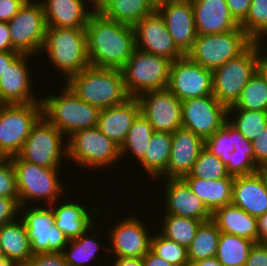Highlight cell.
Returning <instances> with one entry per match:
<instances>
[{
	"instance_id": "obj_1",
	"label": "cell",
	"mask_w": 267,
	"mask_h": 266,
	"mask_svg": "<svg viewBox=\"0 0 267 266\" xmlns=\"http://www.w3.org/2000/svg\"><path fill=\"white\" fill-rule=\"evenodd\" d=\"M85 33L90 66L121 69L136 48L133 26L106 18L97 9Z\"/></svg>"
},
{
	"instance_id": "obj_2",
	"label": "cell",
	"mask_w": 267,
	"mask_h": 266,
	"mask_svg": "<svg viewBox=\"0 0 267 266\" xmlns=\"http://www.w3.org/2000/svg\"><path fill=\"white\" fill-rule=\"evenodd\" d=\"M64 83L79 99L99 109L122 104L130 98L122 72L117 68L89 65Z\"/></svg>"
},
{
	"instance_id": "obj_3",
	"label": "cell",
	"mask_w": 267,
	"mask_h": 266,
	"mask_svg": "<svg viewBox=\"0 0 267 266\" xmlns=\"http://www.w3.org/2000/svg\"><path fill=\"white\" fill-rule=\"evenodd\" d=\"M60 95L40 98L42 116L68 138L75 131L96 127L100 109L79 99L65 84Z\"/></svg>"
},
{
	"instance_id": "obj_4",
	"label": "cell",
	"mask_w": 267,
	"mask_h": 266,
	"mask_svg": "<svg viewBox=\"0 0 267 266\" xmlns=\"http://www.w3.org/2000/svg\"><path fill=\"white\" fill-rule=\"evenodd\" d=\"M42 50L65 81L90 65L85 28L47 27Z\"/></svg>"
},
{
	"instance_id": "obj_5",
	"label": "cell",
	"mask_w": 267,
	"mask_h": 266,
	"mask_svg": "<svg viewBox=\"0 0 267 266\" xmlns=\"http://www.w3.org/2000/svg\"><path fill=\"white\" fill-rule=\"evenodd\" d=\"M171 63L165 57L135 48L120 69L129 97L137 98L148 91L167 88Z\"/></svg>"
},
{
	"instance_id": "obj_6",
	"label": "cell",
	"mask_w": 267,
	"mask_h": 266,
	"mask_svg": "<svg viewBox=\"0 0 267 266\" xmlns=\"http://www.w3.org/2000/svg\"><path fill=\"white\" fill-rule=\"evenodd\" d=\"M16 174L19 206H27L28 199L31 202L46 200L48 205L54 202L57 205L65 192L60 183L59 169L38 166L21 159L18 155L9 158ZM60 194V195H59Z\"/></svg>"
},
{
	"instance_id": "obj_7",
	"label": "cell",
	"mask_w": 267,
	"mask_h": 266,
	"mask_svg": "<svg viewBox=\"0 0 267 266\" xmlns=\"http://www.w3.org/2000/svg\"><path fill=\"white\" fill-rule=\"evenodd\" d=\"M257 64L258 42H252L241 54L212 71L213 96L227 108L232 106L257 72Z\"/></svg>"
},
{
	"instance_id": "obj_8",
	"label": "cell",
	"mask_w": 267,
	"mask_h": 266,
	"mask_svg": "<svg viewBox=\"0 0 267 266\" xmlns=\"http://www.w3.org/2000/svg\"><path fill=\"white\" fill-rule=\"evenodd\" d=\"M252 42L241 27L224 33L198 34L186 56L213 71L241 54Z\"/></svg>"
},
{
	"instance_id": "obj_9",
	"label": "cell",
	"mask_w": 267,
	"mask_h": 266,
	"mask_svg": "<svg viewBox=\"0 0 267 266\" xmlns=\"http://www.w3.org/2000/svg\"><path fill=\"white\" fill-rule=\"evenodd\" d=\"M66 140V158L83 168L110 167L121 158L120 146L106 137L97 126L77 130Z\"/></svg>"
},
{
	"instance_id": "obj_10",
	"label": "cell",
	"mask_w": 267,
	"mask_h": 266,
	"mask_svg": "<svg viewBox=\"0 0 267 266\" xmlns=\"http://www.w3.org/2000/svg\"><path fill=\"white\" fill-rule=\"evenodd\" d=\"M41 117V102L2 104L0 107V152L6 159L20 153L32 127Z\"/></svg>"
},
{
	"instance_id": "obj_11",
	"label": "cell",
	"mask_w": 267,
	"mask_h": 266,
	"mask_svg": "<svg viewBox=\"0 0 267 266\" xmlns=\"http://www.w3.org/2000/svg\"><path fill=\"white\" fill-rule=\"evenodd\" d=\"M64 137L60 130L42 116L32 127L18 156L38 166L61 168L59 165L64 156H68V145L62 141Z\"/></svg>"
},
{
	"instance_id": "obj_12",
	"label": "cell",
	"mask_w": 267,
	"mask_h": 266,
	"mask_svg": "<svg viewBox=\"0 0 267 266\" xmlns=\"http://www.w3.org/2000/svg\"><path fill=\"white\" fill-rule=\"evenodd\" d=\"M27 0L8 22L11 45L15 51L33 55L43 52L47 24L41 2Z\"/></svg>"
},
{
	"instance_id": "obj_13",
	"label": "cell",
	"mask_w": 267,
	"mask_h": 266,
	"mask_svg": "<svg viewBox=\"0 0 267 266\" xmlns=\"http://www.w3.org/2000/svg\"><path fill=\"white\" fill-rule=\"evenodd\" d=\"M27 207L19 206V211H21L19 214L23 216L21 219L26 226L33 255L63 253L69 240L54 224L55 215L52 208L42 207V205L41 207Z\"/></svg>"
},
{
	"instance_id": "obj_14",
	"label": "cell",
	"mask_w": 267,
	"mask_h": 266,
	"mask_svg": "<svg viewBox=\"0 0 267 266\" xmlns=\"http://www.w3.org/2000/svg\"><path fill=\"white\" fill-rule=\"evenodd\" d=\"M227 107L214 96L182 101V128L192 131L204 141L227 122Z\"/></svg>"
},
{
	"instance_id": "obj_15",
	"label": "cell",
	"mask_w": 267,
	"mask_h": 266,
	"mask_svg": "<svg viewBox=\"0 0 267 266\" xmlns=\"http://www.w3.org/2000/svg\"><path fill=\"white\" fill-rule=\"evenodd\" d=\"M142 114L156 132L174 133L182 127V101L168 88L152 90L137 97Z\"/></svg>"
},
{
	"instance_id": "obj_16",
	"label": "cell",
	"mask_w": 267,
	"mask_h": 266,
	"mask_svg": "<svg viewBox=\"0 0 267 266\" xmlns=\"http://www.w3.org/2000/svg\"><path fill=\"white\" fill-rule=\"evenodd\" d=\"M167 88L180 101L212 95V71L184 56L171 63Z\"/></svg>"
},
{
	"instance_id": "obj_17",
	"label": "cell",
	"mask_w": 267,
	"mask_h": 266,
	"mask_svg": "<svg viewBox=\"0 0 267 266\" xmlns=\"http://www.w3.org/2000/svg\"><path fill=\"white\" fill-rule=\"evenodd\" d=\"M133 29L136 48L172 62L184 57L174 44L164 19L157 10L143 17Z\"/></svg>"
},
{
	"instance_id": "obj_18",
	"label": "cell",
	"mask_w": 267,
	"mask_h": 266,
	"mask_svg": "<svg viewBox=\"0 0 267 266\" xmlns=\"http://www.w3.org/2000/svg\"><path fill=\"white\" fill-rule=\"evenodd\" d=\"M156 10L163 17L177 49L186 56L198 35L191 0L166 2L157 6Z\"/></svg>"
},
{
	"instance_id": "obj_19",
	"label": "cell",
	"mask_w": 267,
	"mask_h": 266,
	"mask_svg": "<svg viewBox=\"0 0 267 266\" xmlns=\"http://www.w3.org/2000/svg\"><path fill=\"white\" fill-rule=\"evenodd\" d=\"M133 216L123 218L109 230L112 248L105 249L112 252L115 257L142 258L151 247V236L144 223Z\"/></svg>"
},
{
	"instance_id": "obj_20",
	"label": "cell",
	"mask_w": 267,
	"mask_h": 266,
	"mask_svg": "<svg viewBox=\"0 0 267 266\" xmlns=\"http://www.w3.org/2000/svg\"><path fill=\"white\" fill-rule=\"evenodd\" d=\"M30 54L19 53L7 66L0 78V102L2 104H27L41 102L32 92V81L27 60ZM32 90V91H31Z\"/></svg>"
},
{
	"instance_id": "obj_21",
	"label": "cell",
	"mask_w": 267,
	"mask_h": 266,
	"mask_svg": "<svg viewBox=\"0 0 267 266\" xmlns=\"http://www.w3.org/2000/svg\"><path fill=\"white\" fill-rule=\"evenodd\" d=\"M165 181V215H177L202 222L211 220L212 213L183 178H166Z\"/></svg>"
},
{
	"instance_id": "obj_22",
	"label": "cell",
	"mask_w": 267,
	"mask_h": 266,
	"mask_svg": "<svg viewBox=\"0 0 267 266\" xmlns=\"http://www.w3.org/2000/svg\"><path fill=\"white\" fill-rule=\"evenodd\" d=\"M205 141L192 131L180 128L172 133V147L166 171L161 178H183L195 164Z\"/></svg>"
},
{
	"instance_id": "obj_23",
	"label": "cell",
	"mask_w": 267,
	"mask_h": 266,
	"mask_svg": "<svg viewBox=\"0 0 267 266\" xmlns=\"http://www.w3.org/2000/svg\"><path fill=\"white\" fill-rule=\"evenodd\" d=\"M232 204L256 218L267 212L264 168L253 174L234 177Z\"/></svg>"
},
{
	"instance_id": "obj_24",
	"label": "cell",
	"mask_w": 267,
	"mask_h": 266,
	"mask_svg": "<svg viewBox=\"0 0 267 266\" xmlns=\"http://www.w3.org/2000/svg\"><path fill=\"white\" fill-rule=\"evenodd\" d=\"M139 114L138 99L130 97L122 104L100 109L97 127L106 137L121 146Z\"/></svg>"
},
{
	"instance_id": "obj_25",
	"label": "cell",
	"mask_w": 267,
	"mask_h": 266,
	"mask_svg": "<svg viewBox=\"0 0 267 266\" xmlns=\"http://www.w3.org/2000/svg\"><path fill=\"white\" fill-rule=\"evenodd\" d=\"M197 34H216L240 25L232 17L225 0H191Z\"/></svg>"
},
{
	"instance_id": "obj_26",
	"label": "cell",
	"mask_w": 267,
	"mask_h": 266,
	"mask_svg": "<svg viewBox=\"0 0 267 266\" xmlns=\"http://www.w3.org/2000/svg\"><path fill=\"white\" fill-rule=\"evenodd\" d=\"M84 3V0L41 1L47 27L85 28L96 8L87 10Z\"/></svg>"
},
{
	"instance_id": "obj_27",
	"label": "cell",
	"mask_w": 267,
	"mask_h": 266,
	"mask_svg": "<svg viewBox=\"0 0 267 266\" xmlns=\"http://www.w3.org/2000/svg\"><path fill=\"white\" fill-rule=\"evenodd\" d=\"M49 206L55 215L54 224L65 234L68 240L80 237L95 225L93 217L97 212L95 207L92 208V211L91 209L89 211L88 208L86 209L84 205L82 206L77 202H64L57 206L54 202Z\"/></svg>"
},
{
	"instance_id": "obj_28",
	"label": "cell",
	"mask_w": 267,
	"mask_h": 266,
	"mask_svg": "<svg viewBox=\"0 0 267 266\" xmlns=\"http://www.w3.org/2000/svg\"><path fill=\"white\" fill-rule=\"evenodd\" d=\"M211 220L222 233L247 238L258 243L257 218L233 204L217 208Z\"/></svg>"
},
{
	"instance_id": "obj_29",
	"label": "cell",
	"mask_w": 267,
	"mask_h": 266,
	"mask_svg": "<svg viewBox=\"0 0 267 266\" xmlns=\"http://www.w3.org/2000/svg\"><path fill=\"white\" fill-rule=\"evenodd\" d=\"M192 192L213 213L217 208L232 204L234 176L217 180L183 177Z\"/></svg>"
},
{
	"instance_id": "obj_30",
	"label": "cell",
	"mask_w": 267,
	"mask_h": 266,
	"mask_svg": "<svg viewBox=\"0 0 267 266\" xmlns=\"http://www.w3.org/2000/svg\"><path fill=\"white\" fill-rule=\"evenodd\" d=\"M0 249L3 256L11 258L20 266L33 256L27 229L22 219L0 225Z\"/></svg>"
},
{
	"instance_id": "obj_31",
	"label": "cell",
	"mask_w": 267,
	"mask_h": 266,
	"mask_svg": "<svg viewBox=\"0 0 267 266\" xmlns=\"http://www.w3.org/2000/svg\"><path fill=\"white\" fill-rule=\"evenodd\" d=\"M152 0H101L96 9L106 18L134 26L156 10Z\"/></svg>"
},
{
	"instance_id": "obj_32",
	"label": "cell",
	"mask_w": 267,
	"mask_h": 266,
	"mask_svg": "<svg viewBox=\"0 0 267 266\" xmlns=\"http://www.w3.org/2000/svg\"><path fill=\"white\" fill-rule=\"evenodd\" d=\"M140 164L152 178L159 179L166 171L172 147V133L153 132Z\"/></svg>"
},
{
	"instance_id": "obj_33",
	"label": "cell",
	"mask_w": 267,
	"mask_h": 266,
	"mask_svg": "<svg viewBox=\"0 0 267 266\" xmlns=\"http://www.w3.org/2000/svg\"><path fill=\"white\" fill-rule=\"evenodd\" d=\"M254 244L247 238L221 232L216 258L223 266H245Z\"/></svg>"
},
{
	"instance_id": "obj_34",
	"label": "cell",
	"mask_w": 267,
	"mask_h": 266,
	"mask_svg": "<svg viewBox=\"0 0 267 266\" xmlns=\"http://www.w3.org/2000/svg\"><path fill=\"white\" fill-rule=\"evenodd\" d=\"M220 234L221 232L212 220L203 222L187 248L189 261L216 257Z\"/></svg>"
},
{
	"instance_id": "obj_35",
	"label": "cell",
	"mask_w": 267,
	"mask_h": 266,
	"mask_svg": "<svg viewBox=\"0 0 267 266\" xmlns=\"http://www.w3.org/2000/svg\"><path fill=\"white\" fill-rule=\"evenodd\" d=\"M93 228L95 227L92 226L80 237L69 240L67 244L69 246L66 245L64 247L62 254L67 266H87L88 262L95 259L96 253L98 252L100 247L102 248V246H100V243L97 242L98 237L96 236V234L93 233L91 237L88 234V232H90L91 229L93 230Z\"/></svg>"
},
{
	"instance_id": "obj_36",
	"label": "cell",
	"mask_w": 267,
	"mask_h": 266,
	"mask_svg": "<svg viewBox=\"0 0 267 266\" xmlns=\"http://www.w3.org/2000/svg\"><path fill=\"white\" fill-rule=\"evenodd\" d=\"M228 108L267 112V83L258 71L241 90L236 102Z\"/></svg>"
},
{
	"instance_id": "obj_37",
	"label": "cell",
	"mask_w": 267,
	"mask_h": 266,
	"mask_svg": "<svg viewBox=\"0 0 267 266\" xmlns=\"http://www.w3.org/2000/svg\"><path fill=\"white\" fill-rule=\"evenodd\" d=\"M163 217L162 229L159 233L186 248L190 246L198 227L203 223L201 220L177 215H165Z\"/></svg>"
},
{
	"instance_id": "obj_38",
	"label": "cell",
	"mask_w": 267,
	"mask_h": 266,
	"mask_svg": "<svg viewBox=\"0 0 267 266\" xmlns=\"http://www.w3.org/2000/svg\"><path fill=\"white\" fill-rule=\"evenodd\" d=\"M153 132V127L148 120L142 114H139L133 121L124 143L120 146L121 158L128 151H131L139 163L144 158Z\"/></svg>"
},
{
	"instance_id": "obj_39",
	"label": "cell",
	"mask_w": 267,
	"mask_h": 266,
	"mask_svg": "<svg viewBox=\"0 0 267 266\" xmlns=\"http://www.w3.org/2000/svg\"><path fill=\"white\" fill-rule=\"evenodd\" d=\"M233 111L236 113L235 116ZM231 113L234 117H231L232 119L230 118ZM227 122L239 131L245 139L252 142L267 127V112L228 108Z\"/></svg>"
},
{
	"instance_id": "obj_40",
	"label": "cell",
	"mask_w": 267,
	"mask_h": 266,
	"mask_svg": "<svg viewBox=\"0 0 267 266\" xmlns=\"http://www.w3.org/2000/svg\"><path fill=\"white\" fill-rule=\"evenodd\" d=\"M235 150L230 153V162L226 165L231 176H243L258 172L260 169L254 163V154L251 141L237 131Z\"/></svg>"
},
{
	"instance_id": "obj_41",
	"label": "cell",
	"mask_w": 267,
	"mask_h": 266,
	"mask_svg": "<svg viewBox=\"0 0 267 266\" xmlns=\"http://www.w3.org/2000/svg\"><path fill=\"white\" fill-rule=\"evenodd\" d=\"M237 143V130L226 122L212 136L205 140V148L227 165Z\"/></svg>"
},
{
	"instance_id": "obj_42",
	"label": "cell",
	"mask_w": 267,
	"mask_h": 266,
	"mask_svg": "<svg viewBox=\"0 0 267 266\" xmlns=\"http://www.w3.org/2000/svg\"><path fill=\"white\" fill-rule=\"evenodd\" d=\"M253 42L267 36V0H252L246 19L240 24Z\"/></svg>"
},
{
	"instance_id": "obj_43",
	"label": "cell",
	"mask_w": 267,
	"mask_h": 266,
	"mask_svg": "<svg viewBox=\"0 0 267 266\" xmlns=\"http://www.w3.org/2000/svg\"><path fill=\"white\" fill-rule=\"evenodd\" d=\"M229 176L226 165L204 147L193 165L192 171L184 177L217 180Z\"/></svg>"
},
{
	"instance_id": "obj_44",
	"label": "cell",
	"mask_w": 267,
	"mask_h": 266,
	"mask_svg": "<svg viewBox=\"0 0 267 266\" xmlns=\"http://www.w3.org/2000/svg\"><path fill=\"white\" fill-rule=\"evenodd\" d=\"M150 249L174 266H187L189 263L187 248L169 240L160 233L152 234Z\"/></svg>"
},
{
	"instance_id": "obj_45",
	"label": "cell",
	"mask_w": 267,
	"mask_h": 266,
	"mask_svg": "<svg viewBox=\"0 0 267 266\" xmlns=\"http://www.w3.org/2000/svg\"><path fill=\"white\" fill-rule=\"evenodd\" d=\"M0 197L13 198L19 203L16 174L10 159L0 164Z\"/></svg>"
},
{
	"instance_id": "obj_46",
	"label": "cell",
	"mask_w": 267,
	"mask_h": 266,
	"mask_svg": "<svg viewBox=\"0 0 267 266\" xmlns=\"http://www.w3.org/2000/svg\"><path fill=\"white\" fill-rule=\"evenodd\" d=\"M251 143L254 163L259 169L267 168V127Z\"/></svg>"
},
{
	"instance_id": "obj_47",
	"label": "cell",
	"mask_w": 267,
	"mask_h": 266,
	"mask_svg": "<svg viewBox=\"0 0 267 266\" xmlns=\"http://www.w3.org/2000/svg\"><path fill=\"white\" fill-rule=\"evenodd\" d=\"M22 266H67L62 253H41L33 255Z\"/></svg>"
},
{
	"instance_id": "obj_48",
	"label": "cell",
	"mask_w": 267,
	"mask_h": 266,
	"mask_svg": "<svg viewBox=\"0 0 267 266\" xmlns=\"http://www.w3.org/2000/svg\"><path fill=\"white\" fill-rule=\"evenodd\" d=\"M19 203L13 198L0 197V225L16 220Z\"/></svg>"
},
{
	"instance_id": "obj_49",
	"label": "cell",
	"mask_w": 267,
	"mask_h": 266,
	"mask_svg": "<svg viewBox=\"0 0 267 266\" xmlns=\"http://www.w3.org/2000/svg\"><path fill=\"white\" fill-rule=\"evenodd\" d=\"M245 266H267V243H255Z\"/></svg>"
},
{
	"instance_id": "obj_50",
	"label": "cell",
	"mask_w": 267,
	"mask_h": 266,
	"mask_svg": "<svg viewBox=\"0 0 267 266\" xmlns=\"http://www.w3.org/2000/svg\"><path fill=\"white\" fill-rule=\"evenodd\" d=\"M234 20L240 25L247 17L252 0H225Z\"/></svg>"
},
{
	"instance_id": "obj_51",
	"label": "cell",
	"mask_w": 267,
	"mask_h": 266,
	"mask_svg": "<svg viewBox=\"0 0 267 266\" xmlns=\"http://www.w3.org/2000/svg\"><path fill=\"white\" fill-rule=\"evenodd\" d=\"M27 0H0V21L9 22Z\"/></svg>"
},
{
	"instance_id": "obj_52",
	"label": "cell",
	"mask_w": 267,
	"mask_h": 266,
	"mask_svg": "<svg viewBox=\"0 0 267 266\" xmlns=\"http://www.w3.org/2000/svg\"><path fill=\"white\" fill-rule=\"evenodd\" d=\"M0 52H18L12 48L8 22L0 21Z\"/></svg>"
},
{
	"instance_id": "obj_53",
	"label": "cell",
	"mask_w": 267,
	"mask_h": 266,
	"mask_svg": "<svg viewBox=\"0 0 267 266\" xmlns=\"http://www.w3.org/2000/svg\"><path fill=\"white\" fill-rule=\"evenodd\" d=\"M142 260L144 266H174L156 255L151 249L142 257Z\"/></svg>"
},
{
	"instance_id": "obj_54",
	"label": "cell",
	"mask_w": 267,
	"mask_h": 266,
	"mask_svg": "<svg viewBox=\"0 0 267 266\" xmlns=\"http://www.w3.org/2000/svg\"><path fill=\"white\" fill-rule=\"evenodd\" d=\"M258 243H267V212L257 218Z\"/></svg>"
},
{
	"instance_id": "obj_55",
	"label": "cell",
	"mask_w": 267,
	"mask_h": 266,
	"mask_svg": "<svg viewBox=\"0 0 267 266\" xmlns=\"http://www.w3.org/2000/svg\"><path fill=\"white\" fill-rule=\"evenodd\" d=\"M262 44L258 42V64H257V71L261 74V76L264 78V80L267 83V53L265 55L262 54V51L260 50Z\"/></svg>"
},
{
	"instance_id": "obj_56",
	"label": "cell",
	"mask_w": 267,
	"mask_h": 266,
	"mask_svg": "<svg viewBox=\"0 0 267 266\" xmlns=\"http://www.w3.org/2000/svg\"><path fill=\"white\" fill-rule=\"evenodd\" d=\"M19 52H0V78L6 71L7 66H10L12 60Z\"/></svg>"
},
{
	"instance_id": "obj_57",
	"label": "cell",
	"mask_w": 267,
	"mask_h": 266,
	"mask_svg": "<svg viewBox=\"0 0 267 266\" xmlns=\"http://www.w3.org/2000/svg\"><path fill=\"white\" fill-rule=\"evenodd\" d=\"M114 258L113 266H144L142 258Z\"/></svg>"
},
{
	"instance_id": "obj_58",
	"label": "cell",
	"mask_w": 267,
	"mask_h": 266,
	"mask_svg": "<svg viewBox=\"0 0 267 266\" xmlns=\"http://www.w3.org/2000/svg\"><path fill=\"white\" fill-rule=\"evenodd\" d=\"M187 266H223L216 257L207 258L199 261H189Z\"/></svg>"
},
{
	"instance_id": "obj_59",
	"label": "cell",
	"mask_w": 267,
	"mask_h": 266,
	"mask_svg": "<svg viewBox=\"0 0 267 266\" xmlns=\"http://www.w3.org/2000/svg\"><path fill=\"white\" fill-rule=\"evenodd\" d=\"M0 266H20L18 265L14 260L11 258H8L6 256H1L0 257Z\"/></svg>"
},
{
	"instance_id": "obj_60",
	"label": "cell",
	"mask_w": 267,
	"mask_h": 266,
	"mask_svg": "<svg viewBox=\"0 0 267 266\" xmlns=\"http://www.w3.org/2000/svg\"><path fill=\"white\" fill-rule=\"evenodd\" d=\"M154 2V4L157 6H159L160 4L166 3V2H173V1H179V0H152Z\"/></svg>"
},
{
	"instance_id": "obj_61",
	"label": "cell",
	"mask_w": 267,
	"mask_h": 266,
	"mask_svg": "<svg viewBox=\"0 0 267 266\" xmlns=\"http://www.w3.org/2000/svg\"><path fill=\"white\" fill-rule=\"evenodd\" d=\"M101 0H92L91 3L93 5V8H96V5L100 2Z\"/></svg>"
},
{
	"instance_id": "obj_62",
	"label": "cell",
	"mask_w": 267,
	"mask_h": 266,
	"mask_svg": "<svg viewBox=\"0 0 267 266\" xmlns=\"http://www.w3.org/2000/svg\"><path fill=\"white\" fill-rule=\"evenodd\" d=\"M6 160L5 156L0 152V164Z\"/></svg>"
},
{
	"instance_id": "obj_63",
	"label": "cell",
	"mask_w": 267,
	"mask_h": 266,
	"mask_svg": "<svg viewBox=\"0 0 267 266\" xmlns=\"http://www.w3.org/2000/svg\"><path fill=\"white\" fill-rule=\"evenodd\" d=\"M264 176H265V179L267 181V168H264Z\"/></svg>"
}]
</instances>
